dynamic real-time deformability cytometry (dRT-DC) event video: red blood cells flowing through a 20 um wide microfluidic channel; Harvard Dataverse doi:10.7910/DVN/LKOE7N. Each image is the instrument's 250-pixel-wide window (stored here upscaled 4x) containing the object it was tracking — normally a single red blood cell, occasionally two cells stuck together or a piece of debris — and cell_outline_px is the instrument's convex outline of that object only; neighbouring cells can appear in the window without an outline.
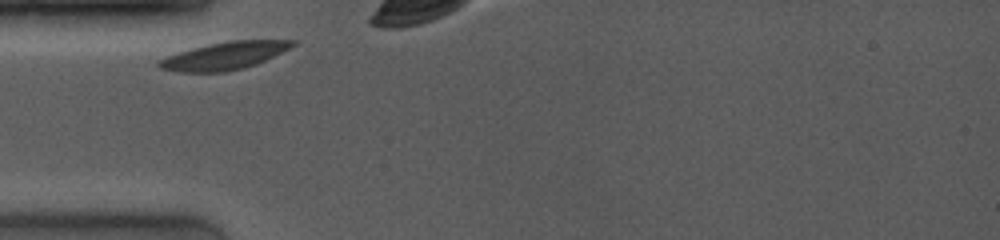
{"species": "common noctule bat (a hibernating species)", "species_latin": "Nyctalus noctula", "temperature_condition": "room temperature", "stored_images_in_passage": 5, "camera_frame_rate_fps": 4000, "um_per_image_px": 0.085, "animal": {"sex": "female", "body_mass_g": 19.0, "forearm_length_mm": 53.3}, "frame": {"image": 1, "passage_image": 1, "time_ms": 0.0, "image_size_px": [1000, 240], "cell_outline_px": [[296, 44], [256, 64], [244, 68], [224, 72], [176, 72], [160, 68], [156, 64], [156, 60], [192, 48], [208, 44], [232, 40], [296, 40]], "centroid_in_image_um": [19.02, 4.75], "position_along_channel_um": 66.0, "area_um2": 21.27}}
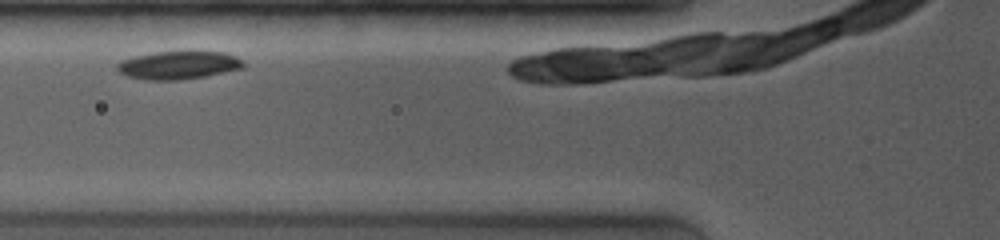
{"frame": {"image": 2, "passage_image": 3, "time_ms": 1.25, "image_size_px": [1000, 240], "cell_outline_px": [[244, 68], [204, 76], [180, 80], [144, 80], [128, 76], [120, 72], [116, 68], [116, 64], [120, 60], [136, 56], [156, 52], [224, 52], [236, 56], [244, 64]], "centroid_in_image_um": [15.14, 5.55], "position_along_channel_um": 110.7, "area_um2": 20.46}}